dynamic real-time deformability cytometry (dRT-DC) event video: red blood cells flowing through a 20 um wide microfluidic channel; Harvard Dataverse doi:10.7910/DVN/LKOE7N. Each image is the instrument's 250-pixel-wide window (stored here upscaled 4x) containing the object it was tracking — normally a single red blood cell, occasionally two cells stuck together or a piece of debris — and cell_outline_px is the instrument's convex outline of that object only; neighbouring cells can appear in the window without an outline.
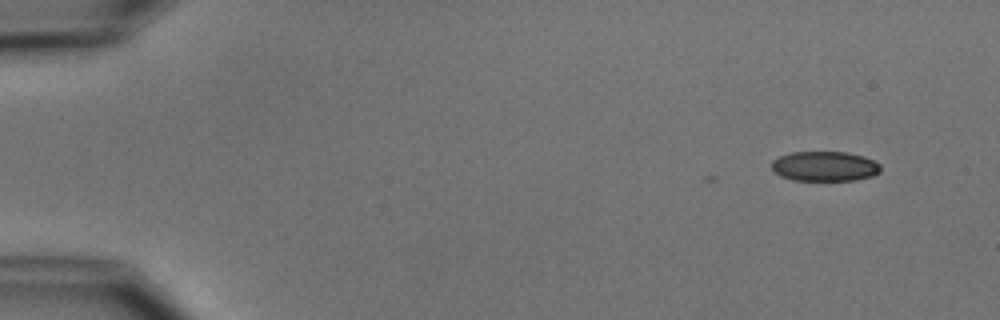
{"species": "common noctule bat (a hibernating species)", "species_latin": "Nyctalus noctula", "temperature_condition": "cold", "stored_images_in_passage": 4, "camera_frame_rate_fps": 3000, "um_per_image_px": 0.085, "animal": {"sex": "male", "body_mass_g": 15.6}, "frame": {"image": 1, "passage_image": 1, "time_ms": 0.0, "image_size_px": [1000, 320], "cell_outline_px": [[880, 172], [872, 176], [856, 180], [792, 180], [780, 176], [772, 168], [772, 160], [780, 156], [792, 152], [848, 152], [864, 156], [880, 164]], "centroid_in_image_um": [70.11, 14.13], "position_along_channel_um": 14.9, "area_um2": 18.96}}